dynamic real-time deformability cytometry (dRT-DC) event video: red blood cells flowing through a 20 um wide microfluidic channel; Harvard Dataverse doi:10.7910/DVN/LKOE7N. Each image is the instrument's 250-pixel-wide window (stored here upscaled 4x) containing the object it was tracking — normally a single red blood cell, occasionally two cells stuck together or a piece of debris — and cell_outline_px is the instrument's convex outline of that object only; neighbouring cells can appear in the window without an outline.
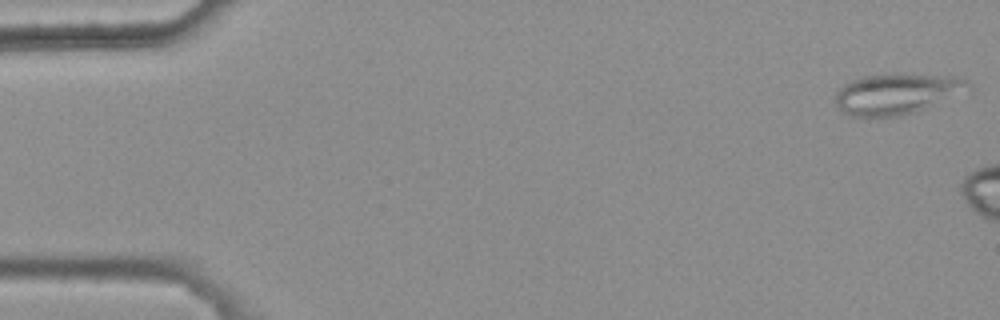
{"species": "common noctule bat (a hibernating species)", "species_latin": "Nyctalus noctula", "temperature_condition": "warm", "stored_images_in_passage": 5, "camera_frame_rate_fps": 3000, "um_per_image_px": 0.085, "animal": {"sex": "female", "body_mass_g": 25.1}, "frame": {"image": 1, "passage_image": 1, "time_ms": 0.0, "image_size_px": [1000, 320], "cell_outline_px": [[972, 88], [924, 108], [900, 116], [852, 116], [844, 112], [836, 104], [836, 92], [844, 84], [852, 80], [864, 76], [896, 72], [964, 76], [972, 84]], "centroid_in_image_um": [76.28, 7.91], "position_along_channel_um": 8.7, "area_um2": 31.79}}